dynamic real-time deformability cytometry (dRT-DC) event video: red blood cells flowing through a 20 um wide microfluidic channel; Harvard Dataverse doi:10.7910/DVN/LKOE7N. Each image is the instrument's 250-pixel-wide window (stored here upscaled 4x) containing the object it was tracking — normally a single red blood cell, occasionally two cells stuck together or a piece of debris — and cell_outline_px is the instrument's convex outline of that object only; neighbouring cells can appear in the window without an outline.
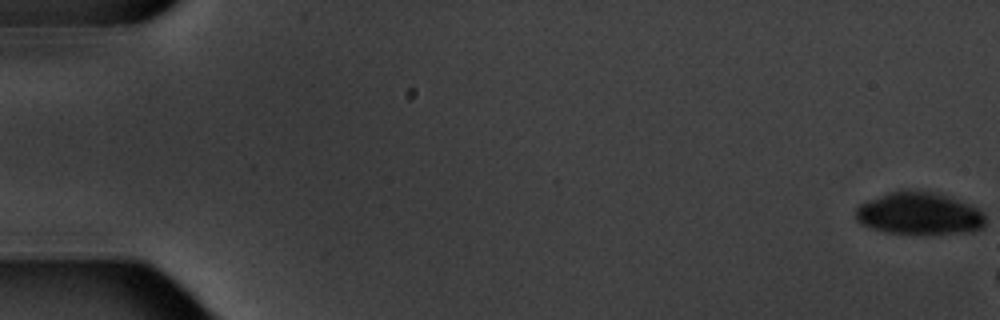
{"species": "common noctule bat (a hibernating species)", "species_latin": "Nyctalus noctula", "temperature_condition": "warm", "stored_images_in_passage": 4, "camera_frame_rate_fps": 3000, "um_per_image_px": 0.085, "animal": {"sex": "male", "body_mass_g": 20.1, "forearm_length_mm": 53.5}, "frame": {"image": 1, "passage_image": 1, "time_ms": 0.0, "image_size_px": [1000, 320], "cell_outline_px": [[984, 228], [972, 232], [924, 236], [920, 236], [884, 232], [860, 224], [856, 220], [856, 208], [860, 204], [868, 200], [888, 192], [908, 188], [948, 196], [972, 204], [980, 208], [984, 212]], "centroid_in_image_um": [78.16, 18.18], "position_along_channel_um": 6.8, "area_um2": 33.18}}